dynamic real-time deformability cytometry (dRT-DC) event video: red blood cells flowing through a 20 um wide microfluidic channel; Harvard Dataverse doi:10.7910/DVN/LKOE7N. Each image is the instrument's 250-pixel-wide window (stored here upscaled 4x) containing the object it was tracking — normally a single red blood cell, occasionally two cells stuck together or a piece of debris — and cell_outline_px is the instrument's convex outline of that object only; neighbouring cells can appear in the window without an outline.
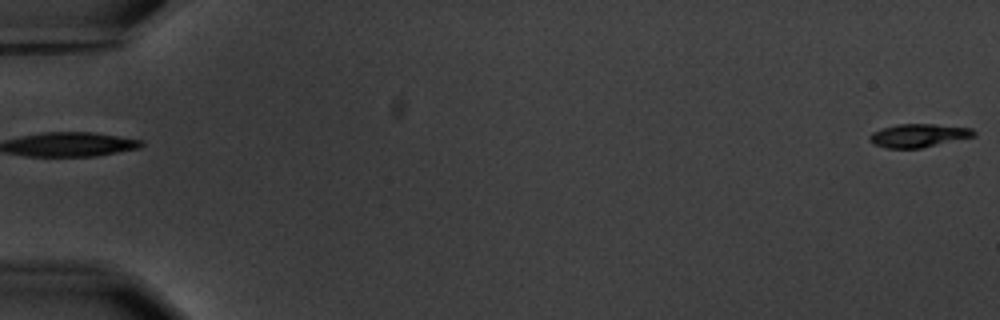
{"species": "common noctule bat (a hibernating species)", "species_latin": "Nyctalus noctula", "temperature_condition": "warm", "stored_images_in_passage": 2, "segment_of_instrument_passage": [2, 2], "camera_frame_rate_fps": 3000, "um_per_image_px": 0.085, "animal": {"sex": "male", "body_mass_g": 20.1, "forearm_length_mm": 53.5}, "frame": {"image": 1, "passage_image": 2, "time_ms": 2.0, "image_size_px": [1000, 320], "cell_outline_px": [[976, 136], [920, 148], [888, 148], [876, 144], [868, 136], [872, 132], [896, 124], [936, 124], [972, 128], [976, 132]], "centroid_in_image_um": [78.13, 11.5], "position_along_channel_um": 6.9, "area_um2": 13.99}}